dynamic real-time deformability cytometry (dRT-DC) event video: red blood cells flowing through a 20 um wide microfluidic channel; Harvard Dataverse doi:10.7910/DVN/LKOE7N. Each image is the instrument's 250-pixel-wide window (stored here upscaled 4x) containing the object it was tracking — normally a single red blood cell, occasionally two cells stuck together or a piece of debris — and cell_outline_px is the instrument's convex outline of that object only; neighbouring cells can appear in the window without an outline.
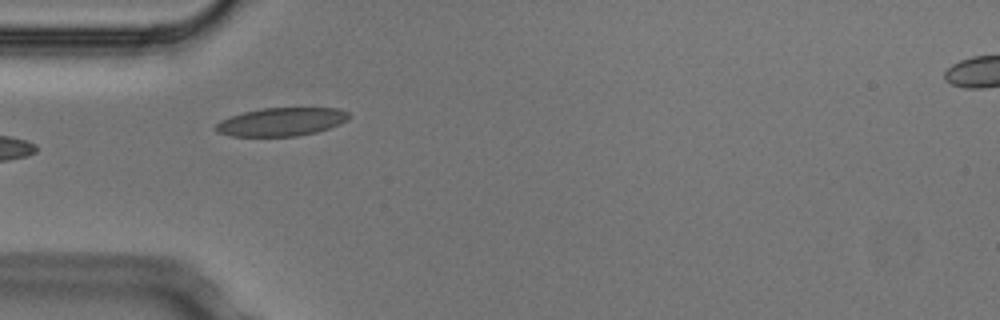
{"species": "Egyptian fruit bat (a non-hibernating species)", "species_latin": "Rousettus aegyptiacus", "temperature_condition": "cold", "stored_images_in_passage": 6, "camera_frame_rate_fps": 3000, "um_per_image_px": 0.085, "animal": {"sex": "male"}, "frame": {"image": 1, "passage_image": 3, "time_ms": 0.667, "image_size_px": [1000, 320], "cell_outline_px": [[352, 116], [348, 120], [340, 124], [316, 132], [296, 136], [232, 136], [216, 132], [212, 128], [220, 120], [244, 112], [260, 108], [340, 108], [348, 112]], "centroid_in_image_um": [23.92, 10.35], "position_along_channel_um": 61.1, "area_um2": 22.08}}
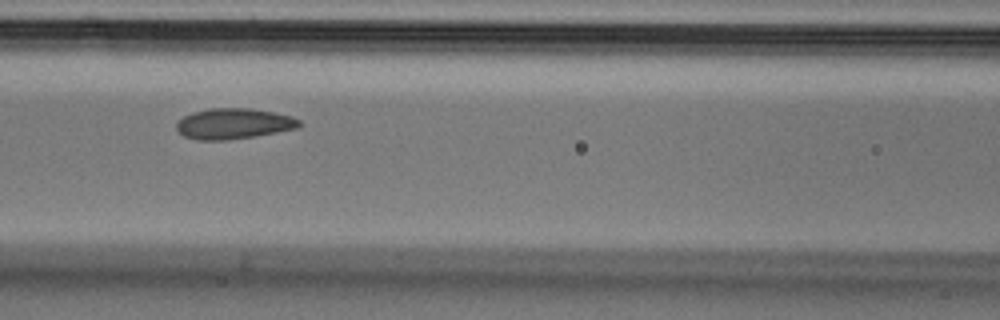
{"frame": {"image": 2, "passage_image": 5, "time_ms": 1.333, "image_size_px": [1000, 320], "cell_outline_px": [[300, 124], [296, 128], [256, 136], [228, 140], [196, 140], [184, 136], [176, 132], [176, 120], [192, 112], [208, 108], [248, 108], [272, 112], [292, 116], [300, 120]], "centroid_in_image_um": [19.78, 10.51], "position_along_channel_um": 146.8, "area_um2": 22.08}}
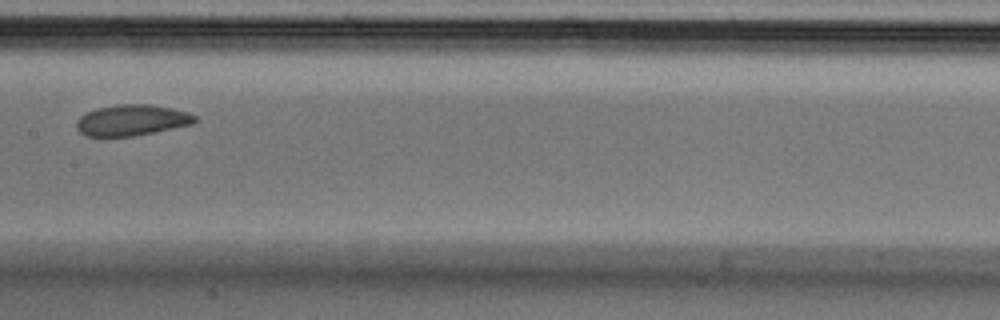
{"frame": {"image": 3, "passage_image": 6, "time_ms": 1.667, "image_size_px": [1000, 320], "cell_outline_px": [[200, 120], [192, 124], [132, 136], [84, 136], [76, 128], [76, 124], [80, 116], [96, 108], [116, 104], [148, 104], [172, 108], [188, 112], [196, 116]], "centroid_in_image_um": [11.21, 10.2], "position_along_channel_um": 196.2, "area_um2": 21.33}}